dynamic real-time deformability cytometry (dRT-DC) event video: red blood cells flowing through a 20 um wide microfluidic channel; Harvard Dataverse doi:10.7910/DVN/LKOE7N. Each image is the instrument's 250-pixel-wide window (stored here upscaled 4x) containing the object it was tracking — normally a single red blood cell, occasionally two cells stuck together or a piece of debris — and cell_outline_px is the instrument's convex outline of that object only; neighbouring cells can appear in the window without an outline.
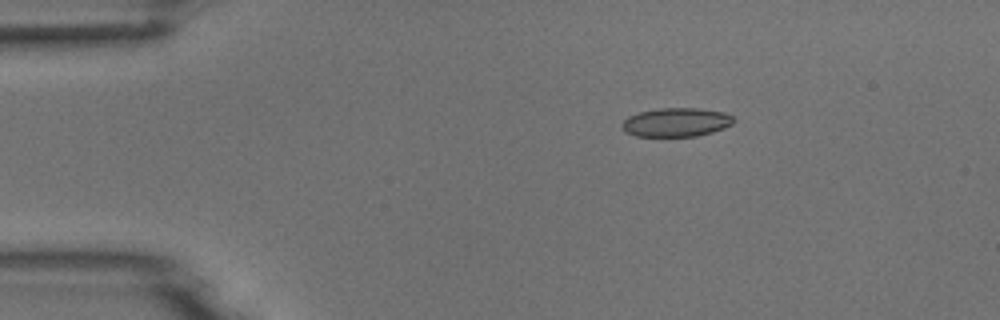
{"species": "common noctule bat (a hibernating species)", "species_latin": "Nyctalus noctula", "temperature_condition": "room temperature", "stored_images_in_passage": 9, "camera_frame_rate_fps": 3000, "um_per_image_px": 0.085, "animal": {"sex": "male", "body_mass_g": 18.8}, "frame": {"image": 1, "passage_image": 3, "time_ms": 2.333, "image_size_px": [1000, 320], "cell_outline_px": [[736, 120], [732, 124], [724, 128], [712, 132], [696, 136], [636, 136], [620, 128], [620, 124], [628, 116], [640, 112], [660, 108], [700, 108], [724, 112], [732, 116]], "centroid_in_image_um": [57.49, 10.39], "position_along_channel_um": 27.5, "area_um2": 18.79}}